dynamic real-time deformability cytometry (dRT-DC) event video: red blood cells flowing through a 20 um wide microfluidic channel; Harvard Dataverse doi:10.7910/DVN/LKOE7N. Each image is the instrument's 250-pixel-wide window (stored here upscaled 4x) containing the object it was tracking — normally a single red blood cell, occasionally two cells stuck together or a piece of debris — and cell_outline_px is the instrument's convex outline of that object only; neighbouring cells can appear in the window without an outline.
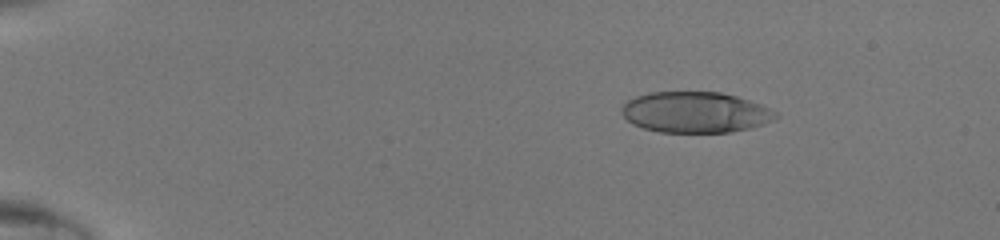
{"species": "human", "species_latin": "Homo sapiens", "temperature_condition": "room temperature", "stored_images_in_passage": 48, "camera_frame_rate_fps": 3000, "um_per_image_px": 0.085, "donor": {"sex": "male"}, "frame": {"image": 1, "passage_image": 9, "time_ms": 2.667, "image_size_px": [1000, 240], "cell_outline_px": [[780, 116], [764, 124], [732, 132], [660, 132], [644, 128], [632, 124], [620, 112], [620, 108], [628, 100], [636, 96], [648, 92], [720, 92], [736, 96], [760, 104], [780, 112]], "centroid_in_image_um": [59.11, 9.54], "position_along_channel_um": 25.9, "area_um2": 36.82}}
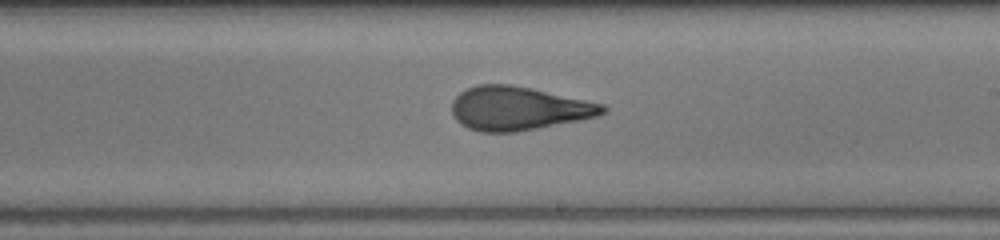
{"frame": {"image": 2, "passage_image": 31, "time_ms": 10.0, "image_size_px": [1000, 240], "cell_outline_px": [[608, 112], [600, 116], [580, 120], [516, 132], [480, 132], [468, 128], [460, 124], [456, 120], [452, 112], [452, 100], [460, 92], [476, 84], [512, 84], [532, 88], [604, 104], [608, 108]], "centroid_in_image_um": [44.08, 9.21], "position_along_channel_um": 244.9, "area_um2": 38.67}}
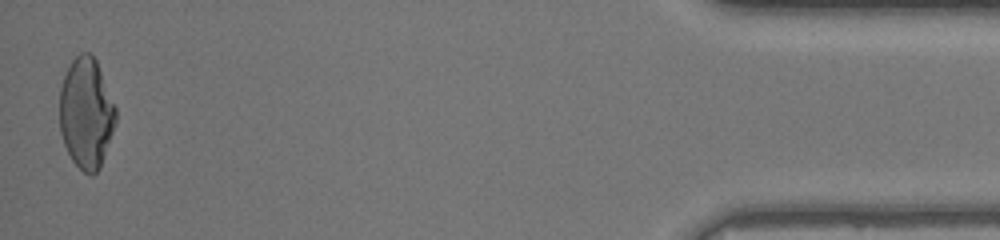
{"frame": {"image": 3, "passage_image": 48, "time_ms": 15.667, "image_size_px": [1000, 240], "cell_outline_px": [[116, 124], [100, 168], [92, 176], [84, 172], [72, 160], [64, 144], [60, 132], [60, 88], [64, 76], [72, 60], [80, 52], [88, 52], [96, 60], [116, 108]], "centroid_in_image_um": [7.33, 9.64], "position_along_channel_um": 427.9, "area_um2": 36.13}}